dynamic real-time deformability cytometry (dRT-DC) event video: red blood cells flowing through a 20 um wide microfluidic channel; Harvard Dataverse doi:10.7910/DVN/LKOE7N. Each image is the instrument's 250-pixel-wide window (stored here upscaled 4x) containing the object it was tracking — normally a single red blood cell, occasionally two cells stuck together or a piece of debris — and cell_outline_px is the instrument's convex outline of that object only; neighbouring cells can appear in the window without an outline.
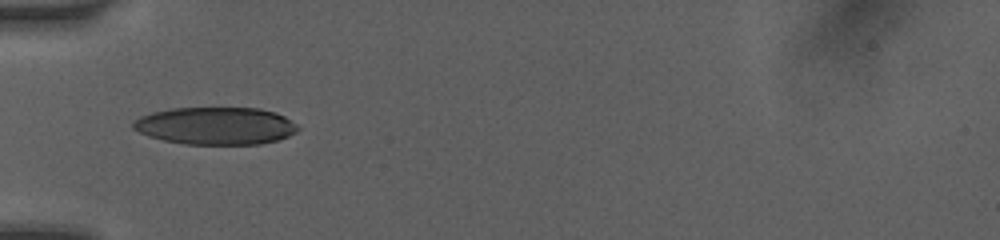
{"species": "human", "species_latin": "Homo sapiens", "temperature_condition": "room temperature", "stored_images_in_passage": 44, "camera_frame_rate_fps": 3000, "um_per_image_px": 0.085, "donor": {"sex": "female"}, "frame": {"image": 1, "passage_image": 1, "time_ms": 0.0, "image_size_px": [1000, 240], "cell_outline_px": [[300, 128], [296, 132], [288, 136], [276, 140], [260, 144], [184, 144], [164, 140], [148, 136], [132, 128], [132, 120], [140, 116], [152, 112], [172, 108], [260, 108], [276, 112], [284, 116], [296, 124]], "centroid_in_image_um": [18.32, 10.69], "position_along_channel_um": 66.7, "area_um2": 36.07}}
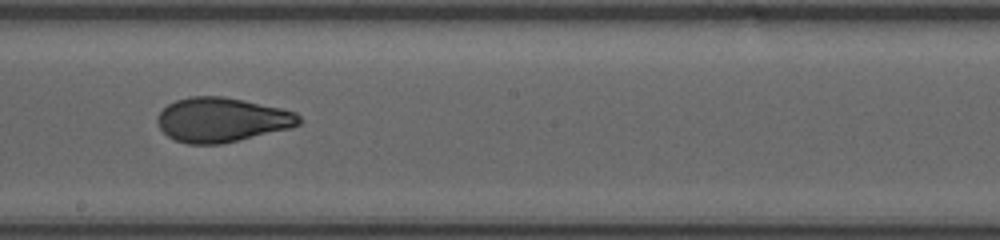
{"frame": {"image": 2, "passage_image": 17, "time_ms": 4.0, "image_size_px": [1000, 240], "cell_outline_px": [[300, 124], [288, 128], [220, 144], [188, 144], [176, 140], [168, 136], [160, 128], [156, 120], [156, 116], [168, 104], [176, 100], [188, 96], [224, 96], [244, 100], [280, 108], [296, 112], [300, 116]], "centroid_in_image_um": [18.82, 10.17], "position_along_channel_um": 229.4, "area_um2": 36.41}}
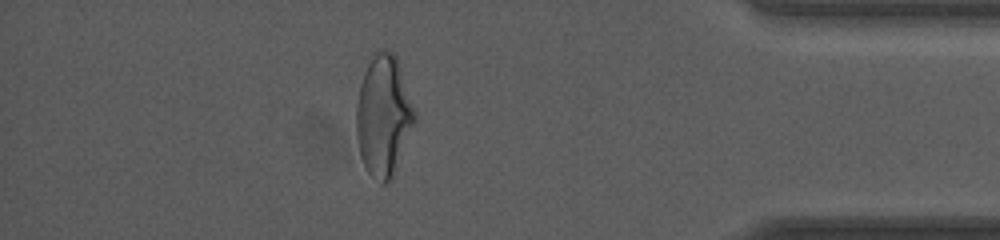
{"frame": {"image": 3, "passage_image": 36, "time_ms": 9.0, "image_size_px": [1000, 240], "cell_outline_px": [[416, 120], [392, 176], [384, 184], [380, 184], [368, 172], [360, 156], [356, 136], [356, 104], [360, 84], [364, 72], [372, 52], [392, 52], [396, 56], [416, 112]], "centroid_in_image_um": [32.58, 9.83], "position_along_channel_um": 402.6, "area_um2": 40.75}, "authors_computed_cell_mechanics": {"area_um2": 37.1654, "velocity_mm_per_s": 4.1245, "shape_relaxation_time_tau1_ms": 6.4583, "shape_relaxation_time_tau2_ms": 1.4289, "deformation_change_tau1": 0.2032, "deformation_change_tau2": 0.0765}}